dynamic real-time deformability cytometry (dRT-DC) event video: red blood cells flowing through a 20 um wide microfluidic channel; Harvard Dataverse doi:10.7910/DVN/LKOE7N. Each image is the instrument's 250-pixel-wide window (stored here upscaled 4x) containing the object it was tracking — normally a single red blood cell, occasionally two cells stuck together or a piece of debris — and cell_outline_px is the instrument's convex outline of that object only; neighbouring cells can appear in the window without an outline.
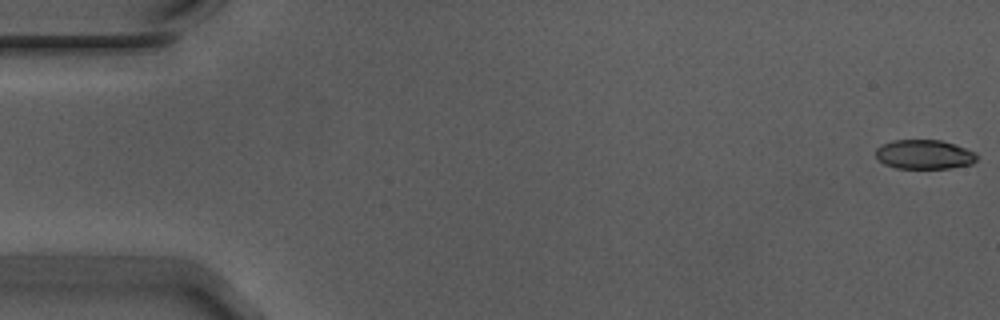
{"species": "Egyptian fruit bat (a non-hibernating species)", "species_latin": "Rousettus aegyptiacus", "temperature_condition": "warm", "stored_images_in_passage": 56, "camera_frame_rate_fps": 3000, "um_per_image_px": 0.085, "animal": {"sex": "male"}, "frame": {"image": 1, "passage_image": 1, "time_ms": 0.0, "image_size_px": [1000, 320], "cell_outline_px": [[976, 160], [972, 164], [952, 168], [896, 168], [884, 164], [876, 156], [876, 148], [880, 144], [892, 140], [940, 140], [956, 144], [976, 152]], "centroid_in_image_um": [78.56, 13.12], "position_along_channel_um": 6.4, "area_um2": 17.4}}
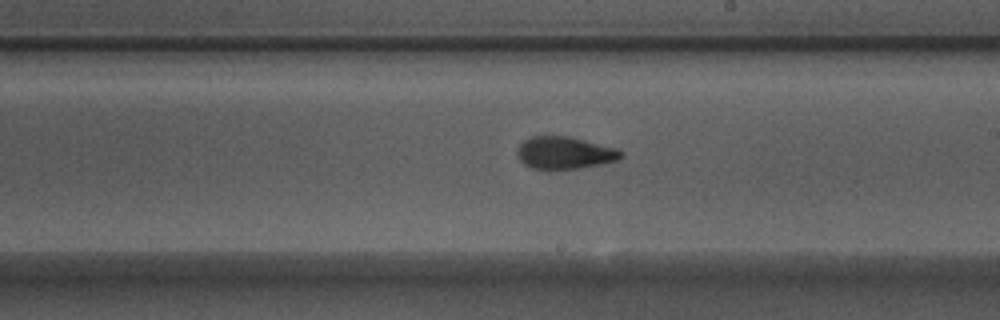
{"frame": {"image": 2, "passage_image": 32, "time_ms": 10.333, "image_size_px": [1000, 320], "cell_outline_px": [[624, 156], [616, 160], [600, 164], [576, 168], [532, 168], [524, 164], [516, 156], [516, 152], [520, 144], [524, 140], [532, 136], [572, 136], [616, 148], [624, 152]], "centroid_in_image_um": [47.99, 12.96], "position_along_channel_um": 241.0, "area_um2": 19.42}}
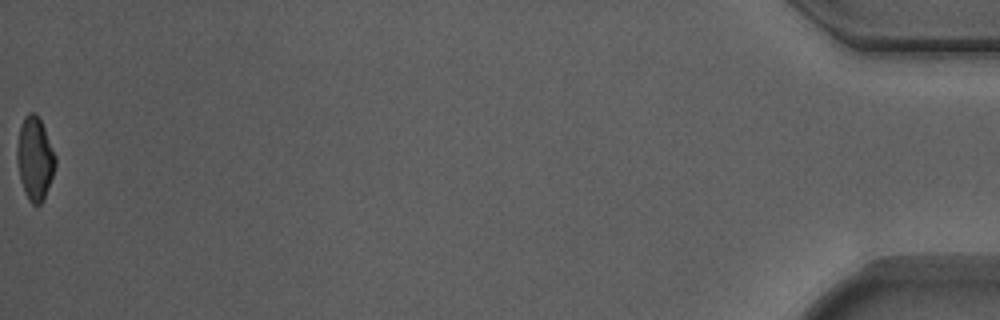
{"frame": {"image": 3, "passage_image": 56, "time_ms": 18.333, "image_size_px": [1000, 320], "cell_outline_px": [[56, 164], [44, 200], [40, 204], [32, 204], [28, 200], [24, 192], [20, 180], [16, 160], [16, 148], [20, 124], [24, 116], [28, 112], [32, 112], [40, 120], [44, 128], [56, 156]], "centroid_in_image_um": [2.94, 13.49], "position_along_channel_um": 432.3, "area_um2": 18.67}, "authors_computed_cell_mechanics": {"area_um2": 19.0451, "velocity_mm_per_s": 3.7313, "shape_relaxation_time_tau1_ms": 5.7434, "shape_relaxation_time_tau2_ms": 1.8078, "deformation_change_tau1": 0.1841, "deformation_change_tau2": 0.0844}}